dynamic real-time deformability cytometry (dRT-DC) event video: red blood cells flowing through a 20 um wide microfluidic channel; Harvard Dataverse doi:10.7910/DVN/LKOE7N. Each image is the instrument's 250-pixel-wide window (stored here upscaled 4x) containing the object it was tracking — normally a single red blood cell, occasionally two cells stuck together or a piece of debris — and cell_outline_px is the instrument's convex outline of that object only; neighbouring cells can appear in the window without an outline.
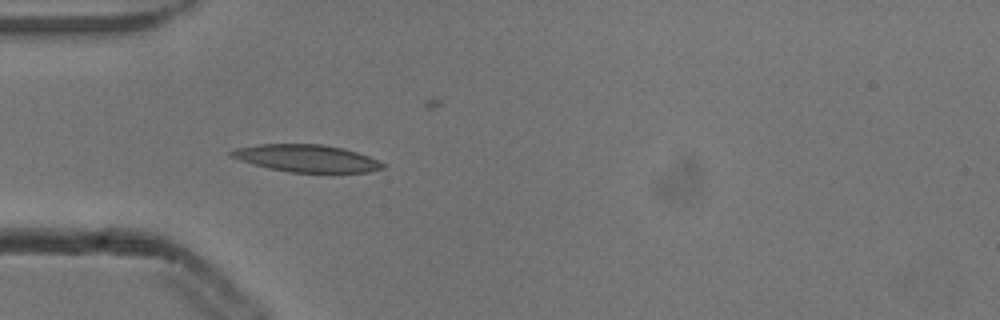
{"species": "common noctule bat (a hibernating species)", "species_latin": "Nyctalus noctula", "temperature_condition": "cold", "stored_images_in_passage": 4, "camera_frame_rate_fps": 3000, "um_per_image_px": 0.085, "animal": {"sex": "male", "body_mass_g": 13.3}, "frame": {"image": 1, "passage_image": 4, "time_ms": 1.0, "image_size_px": [1000, 320], "cell_outline_px": [[388, 164], [384, 168], [368, 172], [288, 172], [268, 168], [240, 160], [228, 156], [228, 152], [236, 148], [260, 144], [320, 144], [344, 148], [368, 156]], "centroid_in_image_um": [26.06, 13.45], "position_along_channel_um": 58.9, "area_um2": 24.1}}